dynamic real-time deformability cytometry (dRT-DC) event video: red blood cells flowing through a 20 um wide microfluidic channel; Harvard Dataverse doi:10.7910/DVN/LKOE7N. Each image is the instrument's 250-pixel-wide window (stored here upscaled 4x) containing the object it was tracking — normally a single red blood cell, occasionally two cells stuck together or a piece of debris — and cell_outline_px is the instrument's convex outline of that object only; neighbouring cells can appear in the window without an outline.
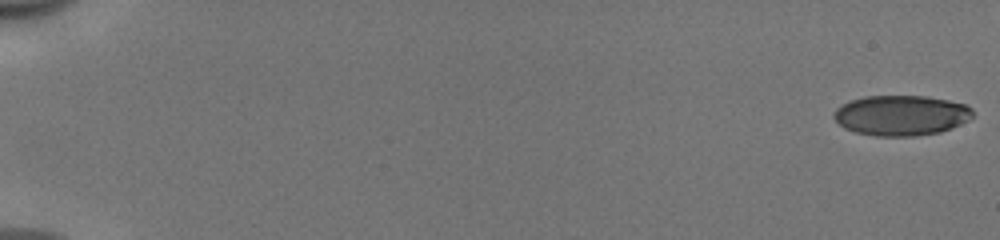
{"species": "human", "species_latin": "Homo sapiens", "temperature_condition": "cold", "stored_images_in_passage": 52, "camera_frame_rate_fps": 3000, "um_per_image_px": 0.085, "donor": {"sex": "male"}, "frame": {"image": 1, "passage_image": 1, "time_ms": 0.0, "image_size_px": [1000, 240], "cell_outline_px": [[972, 116], [968, 120], [952, 128], [940, 132], [916, 136], [876, 136], [856, 132], [844, 128], [832, 116], [836, 108], [852, 100], [864, 96], [928, 96], [968, 104], [972, 108]], "centroid_in_image_um": [76.62, 9.8], "position_along_channel_um": 8.4, "area_um2": 32.66}}
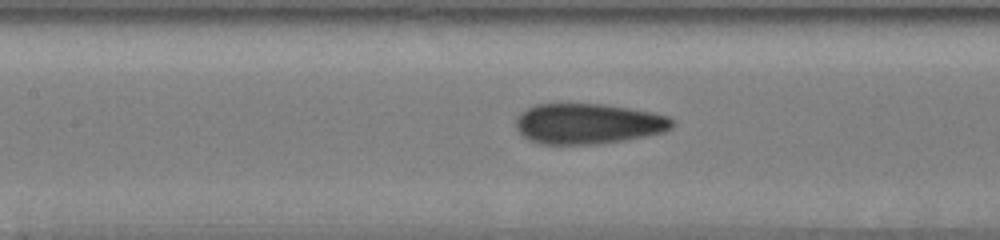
{"frame": {"image": 2, "passage_image": 27, "time_ms": 8.667, "image_size_px": [1000, 240], "cell_outline_px": [[676, 120], [672, 128], [664, 132], [624, 140], [600, 144], [540, 144], [528, 140], [516, 128], [516, 116], [520, 112], [536, 104], [600, 104], [628, 108], [652, 112], [668, 116]], "centroid_in_image_um": [49.99, 10.52], "position_along_channel_um": 157.4, "area_um2": 36.99}}
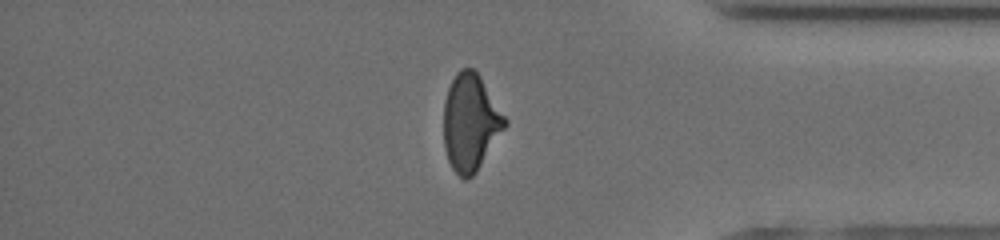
{"frame": {"image": 3, "passage_image": 46, "time_ms": 15.0, "image_size_px": [1000, 240], "cell_outline_px": [[508, 124], [476, 172], [468, 180], [464, 180], [452, 168], [448, 160], [444, 148], [444, 104], [448, 88], [456, 72], [460, 68], [472, 68], [480, 76], [508, 120]], "centroid_in_image_um": [39.99, 10.41], "position_along_channel_um": 395.2, "area_um2": 34.56}}